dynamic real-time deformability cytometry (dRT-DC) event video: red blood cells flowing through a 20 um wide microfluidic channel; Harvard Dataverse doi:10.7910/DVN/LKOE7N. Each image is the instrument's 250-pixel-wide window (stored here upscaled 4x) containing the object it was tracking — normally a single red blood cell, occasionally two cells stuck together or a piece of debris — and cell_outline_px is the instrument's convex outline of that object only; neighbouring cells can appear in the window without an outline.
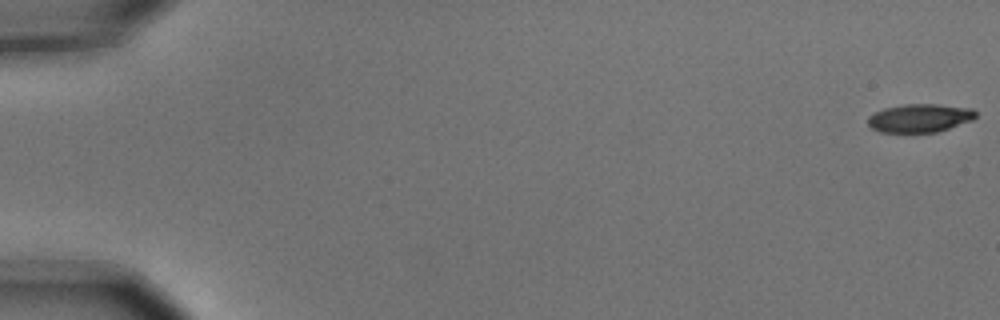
{"species": "common noctule bat (a hibernating species)", "species_latin": "Nyctalus noctula", "temperature_condition": "cold", "stored_images_in_passage": 5, "camera_frame_rate_fps": 3000, "um_per_image_px": 0.085, "animal": {"sex": "male", "body_mass_g": 15.6}, "frame": {"image": 1, "passage_image": 1, "time_ms": 0.0, "image_size_px": [1000, 320], "cell_outline_px": [[976, 116], [972, 120], [936, 132], [880, 132], [872, 128], [868, 124], [868, 116], [884, 108], [904, 104], [936, 104], [972, 108], [976, 112]], "centroid_in_image_um": [78.17, 10.03], "position_along_channel_um": 6.8, "area_um2": 17.69}}
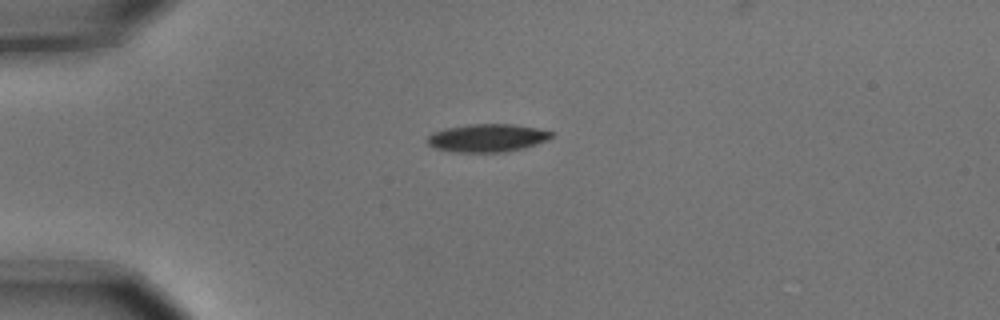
{"frame": {"image": 2, "passage_image": 4, "time_ms": 1.0, "image_size_px": [1000, 320], "cell_outline_px": [[552, 136], [548, 140], [524, 148], [504, 152], [452, 152], [436, 148], [428, 144], [424, 140], [432, 132], [444, 128], [468, 124], [512, 124], [536, 128], [552, 132]], "centroid_in_image_um": [41.37, 11.72], "position_along_channel_um": 43.6, "area_um2": 20.35}}